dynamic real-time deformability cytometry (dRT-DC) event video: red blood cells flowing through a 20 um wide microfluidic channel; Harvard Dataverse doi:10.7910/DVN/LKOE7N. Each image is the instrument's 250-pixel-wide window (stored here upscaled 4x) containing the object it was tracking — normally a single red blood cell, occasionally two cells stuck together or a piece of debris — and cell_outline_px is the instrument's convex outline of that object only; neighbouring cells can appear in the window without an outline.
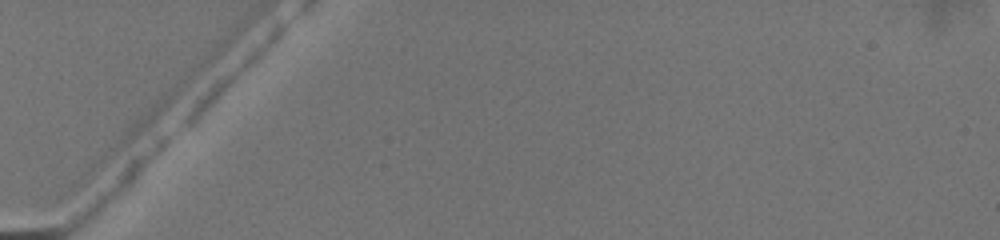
{"species": "common noctule bat (a hibernating species)", "species_latin": "Nyctalus noctula", "temperature_condition": "warm", "stored_images_in_passage": 4, "camera_frame_rate_fps": 3000, "um_per_image_px": 0.085, "animal": {"sex": "female", "body_mass_g": 19.5, "forearm_length_mm": 54.1}, "frame": {"image": 1, "passage_image": 1, "time_ms": 0.0, "image_size_px": [1000, 240], "cell_outline_px": [[204, 60], [180, 96], [88, 184], [72, 184], [72, 180], [80, 168], [184, 72], [196, 64]], "centroid_in_image_um": [11.38, 10.94], "position_along_channel_um": 73.6, "area_um2": 18.15}}